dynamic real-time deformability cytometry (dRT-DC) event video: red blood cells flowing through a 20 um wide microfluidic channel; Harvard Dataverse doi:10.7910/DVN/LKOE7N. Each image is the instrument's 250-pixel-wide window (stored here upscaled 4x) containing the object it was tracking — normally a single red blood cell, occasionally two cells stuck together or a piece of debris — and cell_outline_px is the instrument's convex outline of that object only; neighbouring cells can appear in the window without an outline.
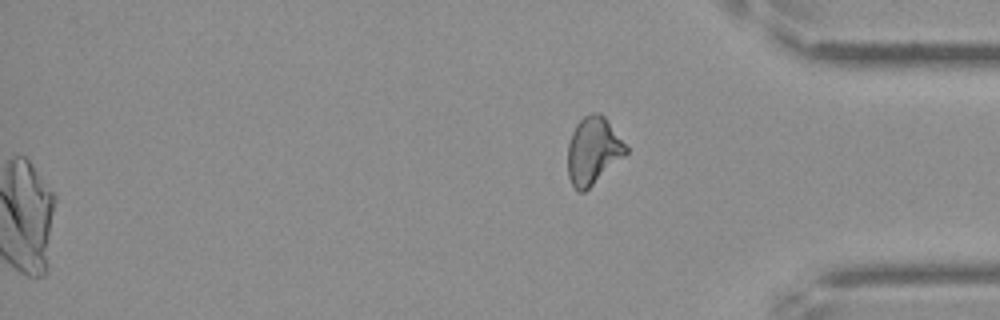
{"species": "Egyptian fruit bat (a non-hibernating species)", "species_latin": "Rousettus aegyptiacus", "temperature_condition": "cold", "stored_images_in_passage": 59, "camera_frame_rate_fps": 3000, "um_per_image_px": 0.085, "frame": {"image": 1, "passage_image": 59, "time_ms": 19.333, "image_size_px": [1000, 320], "cell_outline_px": [[628, 152], [624, 156], [584, 192], [580, 192], [572, 184], [568, 176], [568, 144], [572, 132], [576, 124], [584, 116], [592, 112], [600, 112], [604, 116], [628, 148]], "centroid_in_image_um": [50.4, 12.79], "position_along_channel_um": 384.8, "area_um2": 22.48}}